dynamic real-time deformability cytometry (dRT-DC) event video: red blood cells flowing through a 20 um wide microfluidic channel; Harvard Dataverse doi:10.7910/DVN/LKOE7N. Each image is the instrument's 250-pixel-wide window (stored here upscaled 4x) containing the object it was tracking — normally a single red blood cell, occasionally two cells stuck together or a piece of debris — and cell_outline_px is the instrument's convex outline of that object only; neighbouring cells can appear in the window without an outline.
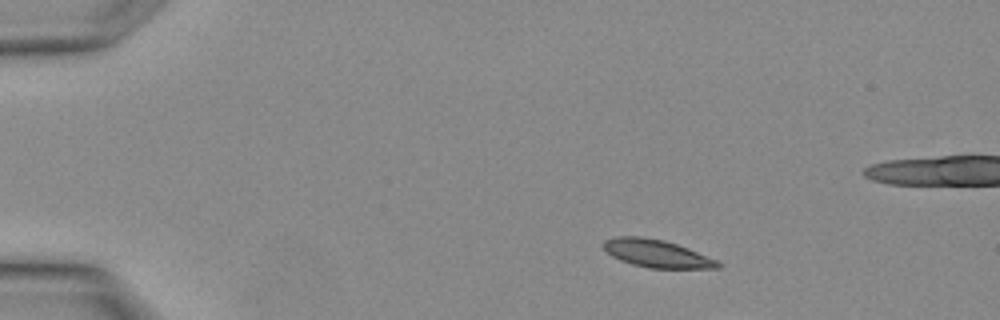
{"species": "Egyptian fruit bat (a non-hibernating species)", "species_latin": "Rousettus aegyptiacus", "temperature_condition": "warm", "stored_images_in_passage": 3, "camera_frame_rate_fps": 3000, "um_per_image_px": 0.085, "animal": {"sex": "female"}, "frame": {"image": 1, "passage_image": 3, "time_ms": 0.667, "image_size_px": [1000, 320], "cell_outline_px": [[720, 268], [648, 268], [632, 264], [620, 260], [612, 256], [604, 248], [604, 240], [616, 236], [640, 236], [664, 240], [688, 248], [716, 260], [720, 264]], "centroid_in_image_um": [55.79, 21.54], "position_along_channel_um": 29.2, "area_um2": 18.26}}